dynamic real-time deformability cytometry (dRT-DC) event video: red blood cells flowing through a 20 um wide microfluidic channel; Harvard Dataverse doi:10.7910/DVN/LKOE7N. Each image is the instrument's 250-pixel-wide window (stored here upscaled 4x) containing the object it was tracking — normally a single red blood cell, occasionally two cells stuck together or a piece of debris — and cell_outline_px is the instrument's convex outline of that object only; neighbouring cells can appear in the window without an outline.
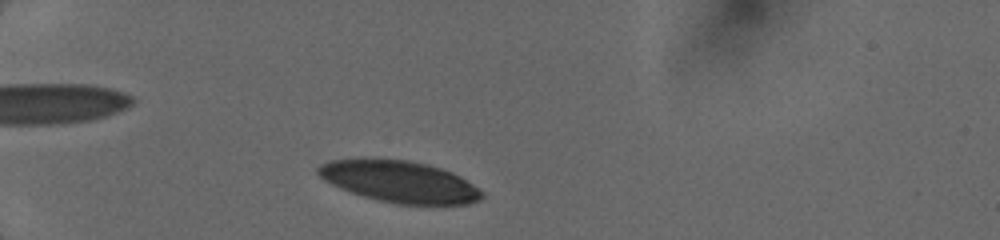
{"species": "human", "species_latin": "Homo sapiens", "temperature_condition": "cold", "stored_images_in_passage": 8, "camera_frame_rate_fps": 3000, "um_per_image_px": 0.085, "donor": {"sex": "female"}, "frame": {"image": 1, "passage_image": 3, "time_ms": 0.667, "image_size_px": [1000, 240], "cell_outline_px": [[484, 196], [480, 200], [468, 204], [396, 204], [376, 200], [340, 188], [324, 180], [316, 172], [316, 168], [320, 164], [332, 160], [408, 160], [428, 164], [452, 172], [460, 176], [484, 192]], "centroid_in_image_um": [33.99, 15.46], "position_along_channel_um": 51.0, "area_um2": 39.25}}
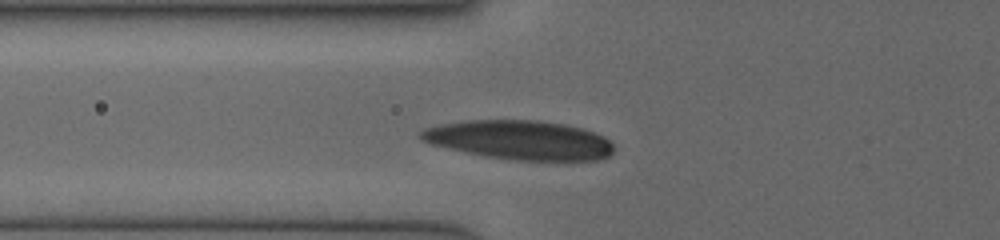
{"frame": {"image": 2, "passage_image": 7, "time_ms": 2.333, "image_size_px": [1000, 240], "cell_outline_px": [[616, 148], [608, 156], [600, 160], [512, 160], [484, 156], [448, 148], [432, 144], [420, 140], [416, 136], [424, 128], [440, 124], [468, 120], [540, 120], [564, 124], [580, 128], [604, 136]], "centroid_in_image_um": [44.15, 11.9], "position_along_channel_um": 81.7, "area_um2": 44.1}}